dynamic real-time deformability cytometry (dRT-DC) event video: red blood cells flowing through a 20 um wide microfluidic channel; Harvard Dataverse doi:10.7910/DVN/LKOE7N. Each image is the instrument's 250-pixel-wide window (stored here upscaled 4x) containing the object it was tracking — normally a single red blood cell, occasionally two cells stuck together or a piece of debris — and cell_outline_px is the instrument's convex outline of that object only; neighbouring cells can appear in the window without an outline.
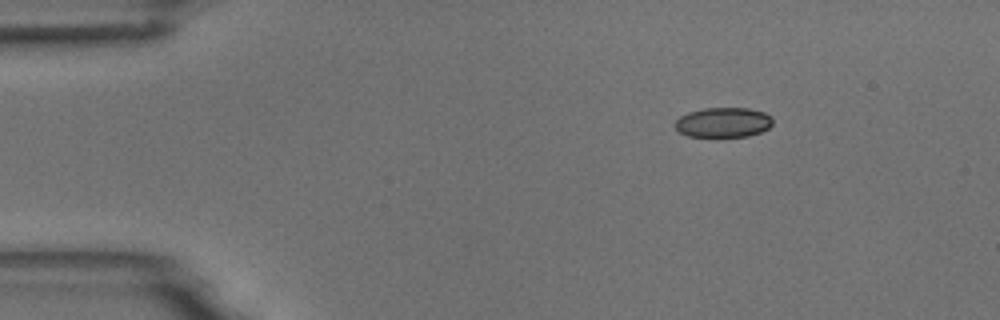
{"species": "common noctule bat (a hibernating species)", "species_latin": "Nyctalus noctula", "temperature_condition": "room temperature", "stored_images_in_passage": 11, "camera_frame_rate_fps": 3000, "um_per_image_px": 0.085, "animal": {"sex": "male", "body_mass_g": 18.8}, "frame": {"image": 1, "passage_image": 1, "time_ms": 0.0, "image_size_px": [1000, 320], "cell_outline_px": [[772, 124], [768, 128], [760, 132], [748, 136], [688, 136], [680, 132], [676, 128], [676, 120], [680, 116], [688, 112], [704, 108], [748, 108], [764, 112], [772, 116]], "centroid_in_image_um": [61.49, 10.39], "position_along_channel_um": 23.5, "area_um2": 16.88}}